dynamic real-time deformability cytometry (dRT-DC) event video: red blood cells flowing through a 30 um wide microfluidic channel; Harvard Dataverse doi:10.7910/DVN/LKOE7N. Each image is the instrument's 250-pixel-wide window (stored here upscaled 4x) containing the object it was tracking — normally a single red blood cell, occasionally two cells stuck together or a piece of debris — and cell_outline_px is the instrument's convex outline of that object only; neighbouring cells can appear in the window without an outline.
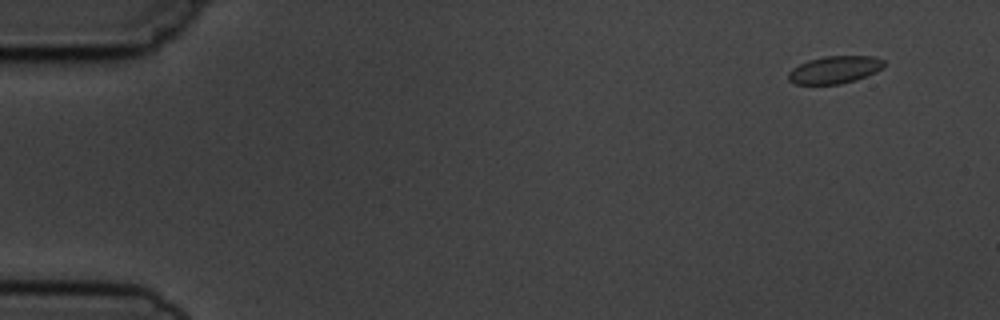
{"species": "common noctule bat (a hibernating species)", "species_latin": "Nyctalus noctula", "temperature_condition": "cold", "stored_images_in_passage": 10, "camera_frame_rate_fps": 3000, "um_per_image_px": 0.085, "animal": {"sex": "male", "body_mass_g": 19.5, "forearm_length_mm": 54.6}, "frame": {"image": 1, "passage_image": 1, "time_ms": 0.0, "image_size_px": [1000, 320], "cell_outline_px": [[884, 64], [876, 72], [856, 80], [840, 84], [796, 84], [788, 80], [788, 72], [792, 68], [808, 60], [824, 56], [872, 56], [884, 60]], "centroid_in_image_um": [70.92, 5.93], "position_along_channel_um": 14.1, "area_um2": 15.26}}
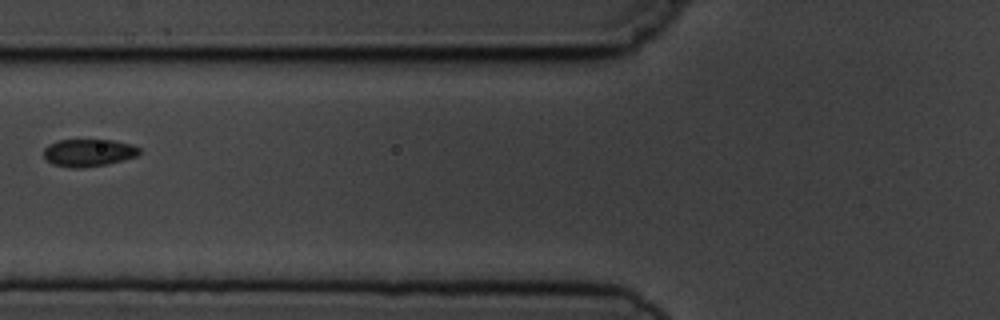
{"frame": {"image": 2, "passage_image": 6, "time_ms": 6.0, "image_size_px": [1000, 320], "cell_outline_px": [[140, 152], [136, 156], [108, 164], [80, 168], [72, 168], [52, 164], [44, 156], [44, 148], [48, 144], [56, 140], [116, 140], [132, 144], [140, 148]], "centroid_in_image_um": [7.52, 12.97], "position_along_channel_um": 118.3, "area_um2": 15.37}}
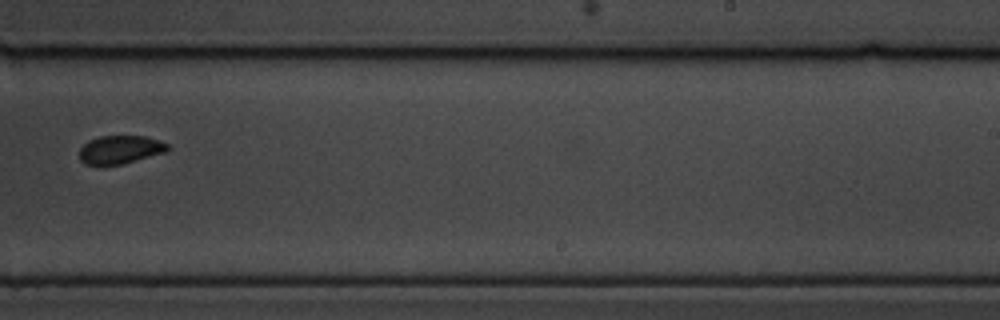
{"frame": {"image": 3, "passage_image": 10, "time_ms": 10.333, "image_size_px": [1000, 320], "cell_outline_px": [[172, 148], [168, 152], [124, 164], [104, 168], [84, 164], [80, 160], [80, 148], [88, 140], [100, 136], [144, 136], [160, 140], [168, 144]], "centroid_in_image_um": [10.23, 12.76], "position_along_channel_um": 278.8, "area_um2": 15.32}}